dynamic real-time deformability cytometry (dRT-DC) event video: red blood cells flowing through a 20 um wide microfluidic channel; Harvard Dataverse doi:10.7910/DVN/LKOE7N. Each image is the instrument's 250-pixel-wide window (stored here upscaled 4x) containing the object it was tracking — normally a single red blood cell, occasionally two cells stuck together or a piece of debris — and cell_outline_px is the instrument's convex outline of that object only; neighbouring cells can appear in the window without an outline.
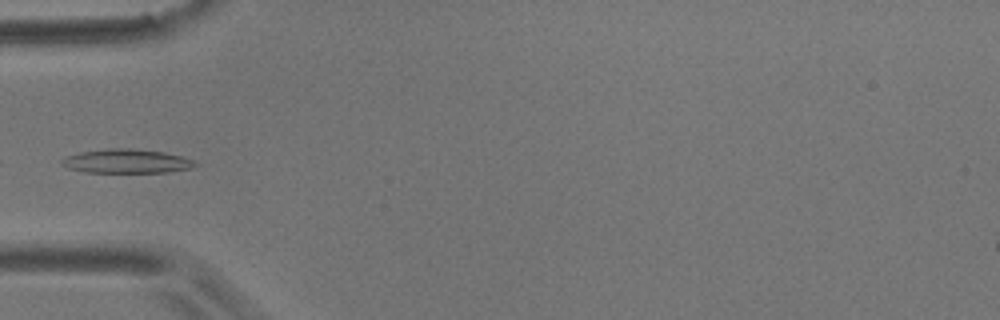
{"species": "common noctule bat (a hibernating species)", "species_latin": "Nyctalus noctula", "temperature_condition": "room temperature", "stored_images_in_passage": 5, "camera_frame_rate_fps": 3000, "um_per_image_px": 0.085, "animal": {"sex": "male", "body_mass_g": 17.9}, "frame": {"image": 1, "passage_image": 5, "time_ms": 4.667, "image_size_px": [1000, 320], "cell_outline_px": [[200, 164], [192, 168], [168, 172], [84, 172], [68, 168], [60, 160], [64, 156], [80, 152], [108, 148], [132, 148], [164, 152], [180, 156], [192, 160]], "centroid_in_image_um": [10.76, 13.69], "position_along_channel_um": 74.2, "area_um2": 18.67}}